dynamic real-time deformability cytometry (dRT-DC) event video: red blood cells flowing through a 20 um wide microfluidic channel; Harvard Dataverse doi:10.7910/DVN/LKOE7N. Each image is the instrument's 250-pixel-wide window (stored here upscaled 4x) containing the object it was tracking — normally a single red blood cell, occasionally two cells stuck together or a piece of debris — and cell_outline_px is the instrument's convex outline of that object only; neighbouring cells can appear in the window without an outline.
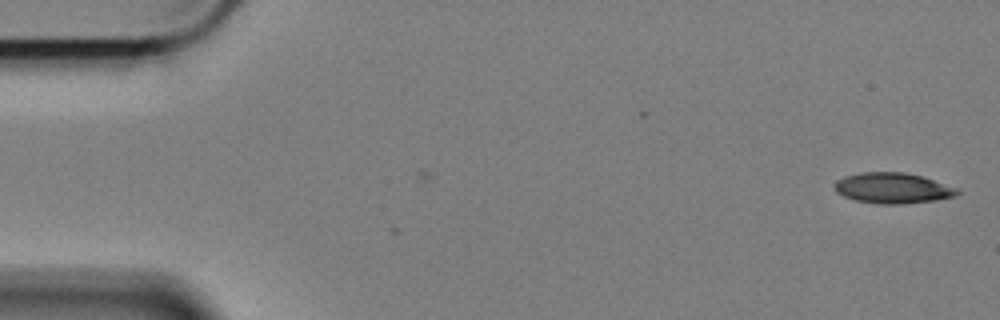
{"species": "Egyptian fruit bat (a non-hibernating species)", "species_latin": "Rousettus aegyptiacus", "temperature_condition": "cold", "stored_images_in_passage": 4, "camera_frame_rate_fps": 3000, "um_per_image_px": 0.085, "animal": {"sex": "female"}, "frame": {"image": 1, "passage_image": 4, "time_ms": 1.0, "image_size_px": [1000, 320], "cell_outline_px": [[960, 192], [956, 196], [936, 200], [900, 204], [880, 204], [856, 200], [844, 196], [836, 192], [832, 184], [836, 180], [844, 176], [860, 172], [904, 172], [924, 176], [956, 188]], "centroid_in_image_um": [75.85, 15.98], "position_along_channel_um": 9.1, "area_um2": 22.02}}